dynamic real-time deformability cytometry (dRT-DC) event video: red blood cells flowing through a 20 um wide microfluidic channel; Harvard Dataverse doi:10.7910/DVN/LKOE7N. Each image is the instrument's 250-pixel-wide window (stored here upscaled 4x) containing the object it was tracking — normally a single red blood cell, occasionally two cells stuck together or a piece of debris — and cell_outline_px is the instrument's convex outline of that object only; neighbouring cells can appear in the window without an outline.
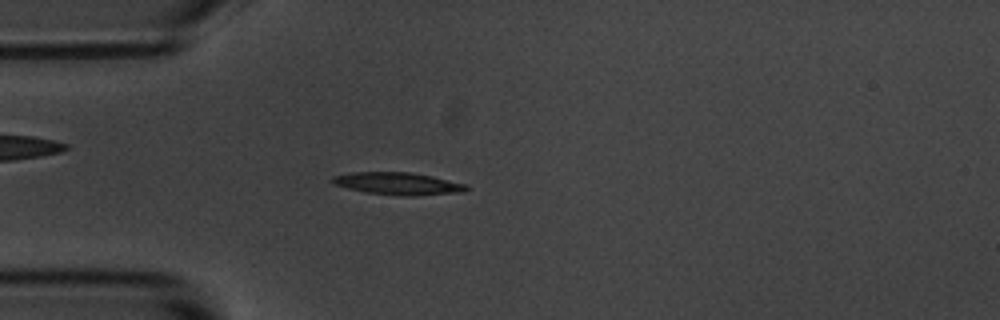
{"species": "common noctule bat (a hibernating species)", "species_latin": "Nyctalus noctula", "temperature_condition": "room temperature", "stored_images_in_passage": 54, "camera_frame_rate_fps": 3000, "um_per_image_px": 0.085, "animal": {"sex": "male", "body_mass_g": 20.1, "forearm_length_mm": 53.5}, "frame": {"image": 1, "passage_image": 14, "time_ms": 4.333, "image_size_px": [1000, 320], "cell_outline_px": [[468, 188], [464, 192], [412, 196], [400, 196], [368, 192], [348, 188], [332, 184], [328, 180], [332, 176], [352, 172], [412, 172], [432, 176], [468, 184]], "centroid_in_image_um": [33.82, 15.6], "position_along_channel_um": 51.2, "area_um2": 17.63}}
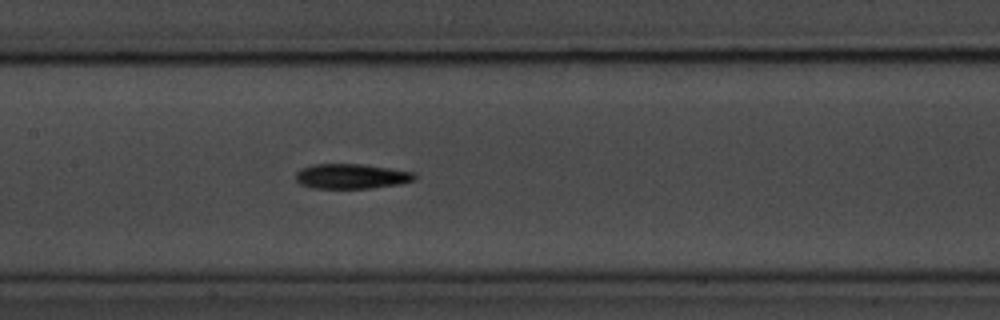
{"frame": {"image": 2, "passage_image": 25, "time_ms": 8.0, "image_size_px": [1000, 320], "cell_outline_px": [[416, 180], [400, 184], [372, 188], [312, 188], [300, 184], [296, 180], [296, 172], [300, 168], [312, 164], [360, 164], [416, 172]], "centroid_in_image_um": [29.87, 14.98], "position_along_channel_um": 177.5, "area_um2": 17.4}}
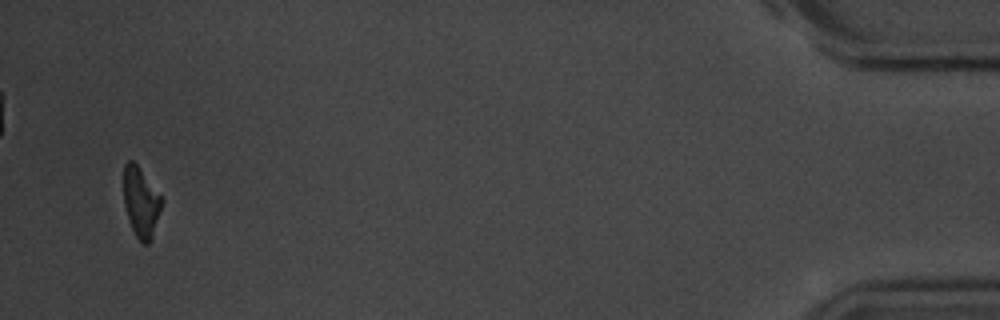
{"frame": {"image": 3, "passage_image": 52, "time_ms": 17.0, "image_size_px": [1000, 320], "cell_outline_px": [[164, 200], [152, 236], [148, 244], [144, 244], [136, 236], [128, 220], [124, 204], [124, 164], [128, 160], [132, 160], [136, 164]], "centroid_in_image_um": [11.97, 17.19], "position_along_channel_um": 423.2, "area_um2": 15.26}, "authors_computed_cell_mechanics": {"area_um2": 16.4441, "velocity_mm_per_s": 3.6651, "shape_relaxation_time_tau1_ms": 3.2251, "shape_relaxation_time_tau2_ms": 11.1541, "deformation_change_tau1": 0.155, "deformation_change_tau2": 0.2192}}